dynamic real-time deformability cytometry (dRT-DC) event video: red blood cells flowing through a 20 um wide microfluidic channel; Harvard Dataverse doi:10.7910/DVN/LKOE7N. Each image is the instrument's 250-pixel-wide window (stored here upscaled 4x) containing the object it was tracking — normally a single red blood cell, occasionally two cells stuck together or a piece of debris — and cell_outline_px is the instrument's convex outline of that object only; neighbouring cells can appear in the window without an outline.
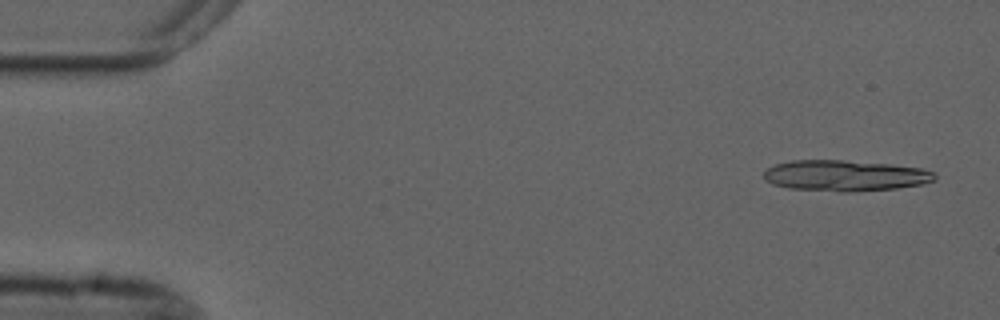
{"species": "common noctule bat (a hibernating species)", "species_latin": "Nyctalus noctula", "temperature_condition": "cold", "stored_images_in_passage": 4, "camera_frame_rate_fps": 3000, "um_per_image_px": 0.085, "animal": {"sex": "male", "forearm_length_mm": 52.5}, "frame": {"image": 1, "passage_image": 1, "time_ms": 0.0, "image_size_px": [1000, 320], "cell_outline_px": [[936, 180], [924, 184], [896, 188], [848, 192], [840, 192], [788, 188], [772, 184], [764, 176], [764, 172], [768, 168], [776, 164], [792, 160], [844, 160], [888, 164], [920, 168], [936, 172]], "centroid_in_image_um": [71.86, 14.93], "position_along_channel_um": 13.1, "area_um2": 30.81}}